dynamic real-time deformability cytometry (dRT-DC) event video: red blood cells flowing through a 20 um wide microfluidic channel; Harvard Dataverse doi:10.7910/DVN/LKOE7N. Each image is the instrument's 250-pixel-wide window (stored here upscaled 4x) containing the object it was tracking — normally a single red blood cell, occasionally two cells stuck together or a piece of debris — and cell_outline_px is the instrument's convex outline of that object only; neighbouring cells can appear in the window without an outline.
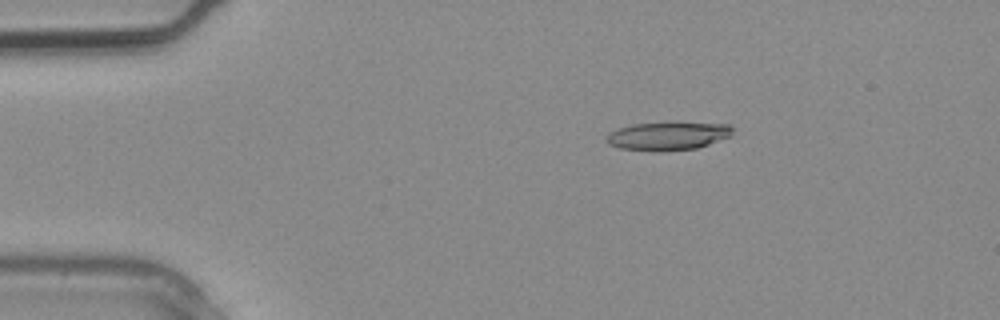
{"species": "common noctule bat (a hibernating species)", "species_latin": "Nyctalus noctula", "temperature_condition": "warm", "stored_images_in_passage": 2, "segment_of_instrument_passage": [2, 2], "camera_frame_rate_fps": 3000, "um_per_image_px": 0.085, "animal": {"sex": "male", "body_mass_g": 20.4}, "frame": {"image": 1, "passage_image": 2, "time_ms": 0.333, "image_size_px": [1000, 320], "cell_outline_px": [[732, 132], [728, 136], [708, 144], [696, 148], [664, 152], [652, 152], [620, 148], [608, 144], [604, 136], [608, 132], [632, 124], [732, 124]], "centroid_in_image_um": [56.67, 11.6], "position_along_channel_um": 28.3, "area_um2": 20.35}}